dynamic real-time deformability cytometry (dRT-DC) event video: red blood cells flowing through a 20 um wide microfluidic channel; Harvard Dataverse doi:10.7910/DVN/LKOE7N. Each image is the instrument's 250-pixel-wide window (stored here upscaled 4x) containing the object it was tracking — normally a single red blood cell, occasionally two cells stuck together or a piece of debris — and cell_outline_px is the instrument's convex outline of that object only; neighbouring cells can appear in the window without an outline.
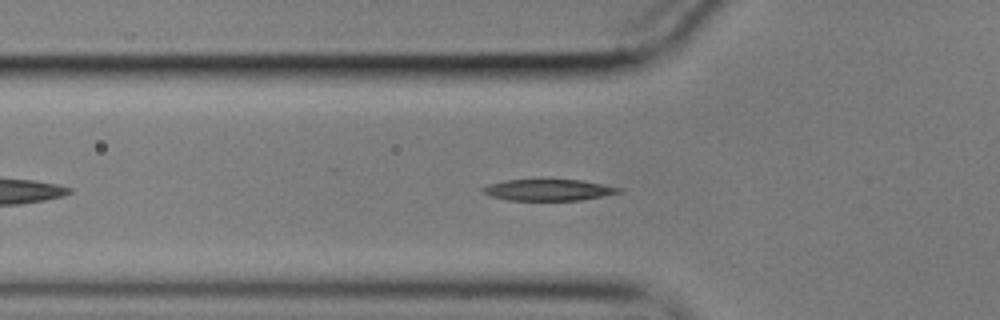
{"species": "common noctule bat (a hibernating species)", "species_latin": "Nyctalus noctula", "temperature_condition": "cold", "stored_images_in_passage": 46, "camera_frame_rate_fps": 3000, "um_per_image_px": 0.085, "animal": {"sex": "male", "body_mass_g": 17.9}, "frame": {"image": 1, "passage_image": 8, "time_ms": 2.333, "image_size_px": [1000, 320], "cell_outline_px": [[624, 192], [580, 200], [508, 200], [492, 196], [480, 192], [480, 188], [504, 180], [540, 176], [584, 180], [620, 188]], "centroid_in_image_um": [46.59, 16.08], "position_along_channel_um": 79.2, "area_um2": 17.92}}
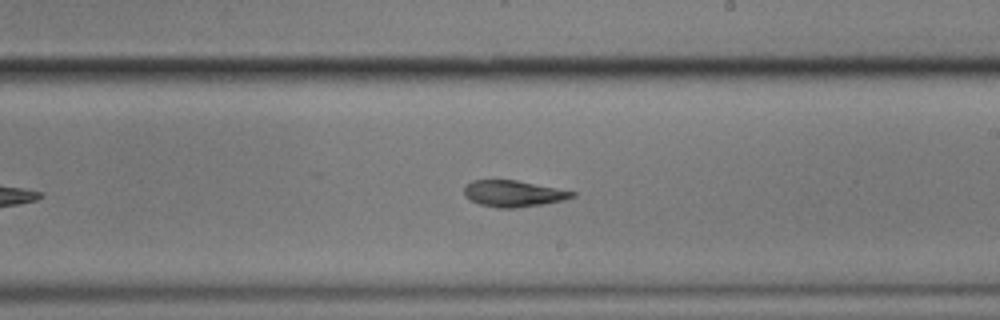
{"frame": {"image": 2, "passage_image": 22, "time_ms": 7.0, "image_size_px": [1000, 320], "cell_outline_px": [[576, 196], [564, 200], [516, 208], [496, 208], [480, 204], [464, 196], [464, 184], [472, 180], [516, 180], [576, 192]], "centroid_in_image_um": [43.6, 16.45], "position_along_channel_um": 245.4, "area_um2": 16.53}}
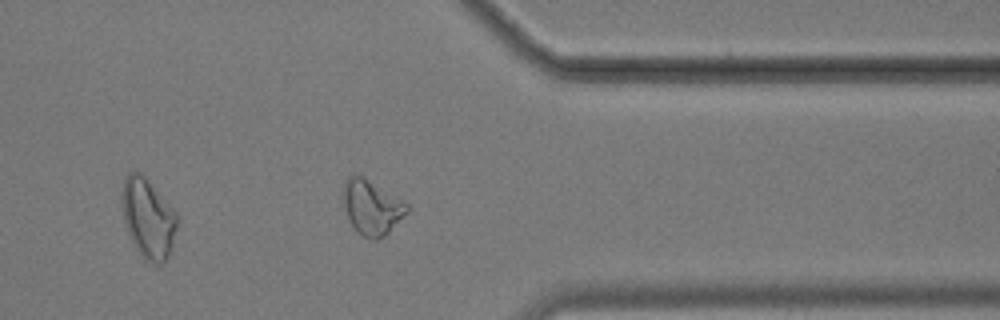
{"frame": {"image": 3, "passage_image": 34, "time_ms": 11.0, "image_size_px": [1000, 320], "cell_outline_px": [[408, 212], [384, 236], [376, 240], [372, 240], [360, 236], [356, 232], [348, 220], [344, 208], [344, 184], [348, 176], [356, 172], [360, 172], [404, 200], [408, 204]], "centroid_in_image_um": [31.59, 17.58], "position_along_channel_um": 379.8, "area_um2": 20.98}, "authors_computed_cell_mechanics": {"area_um2": 17.4845, "velocity_mm_per_s": 3.551, "shape_relaxation_time_tau1_ms": 4.8756, "shape_relaxation_time_tau2_ms": 8.6579, "deformation_change_tau1": 0.1409, "deformation_change_tau2": 0.149}}